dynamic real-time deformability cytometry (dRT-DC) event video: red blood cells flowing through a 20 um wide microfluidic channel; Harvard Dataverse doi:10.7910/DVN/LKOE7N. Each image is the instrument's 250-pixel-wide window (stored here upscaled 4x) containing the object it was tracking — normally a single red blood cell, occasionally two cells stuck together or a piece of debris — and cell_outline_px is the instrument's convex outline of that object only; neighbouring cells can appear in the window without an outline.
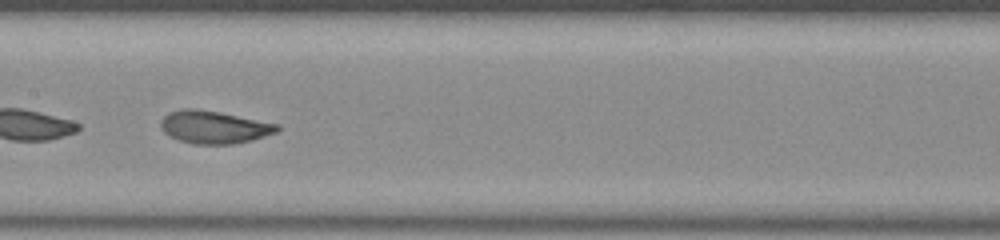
{"species": "common noctule bat (a hibernating species)", "species_latin": "Nyctalus noctula", "temperature_condition": "room temperature", "stored_images_in_passage": 46, "camera_frame_rate_fps": 3000, "um_per_image_px": 0.085, "animal": {"sex": "male", "body_mass_g": 20.0, "forearm_length_mm": 53.3}, "frame": {"image": 1, "passage_image": 27, "time_ms": 8.667, "image_size_px": [1000, 240], "cell_outline_px": [[280, 128], [276, 132], [252, 140], [232, 144], [196, 144], [180, 140], [164, 132], [160, 124], [160, 120], [168, 112], [184, 108], [196, 108], [220, 112], [280, 124]], "centroid_in_image_um": [18.2, 10.79], "position_along_channel_um": 189.2, "area_um2": 22.14}}
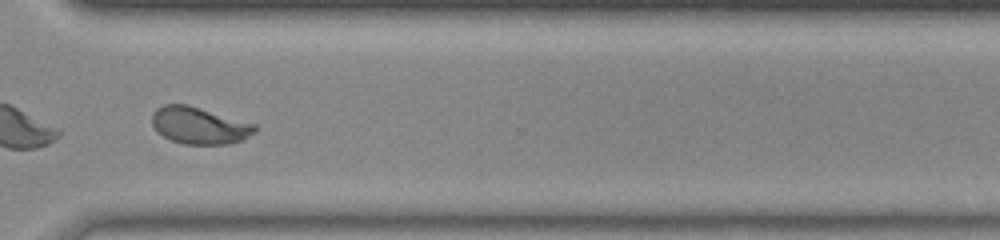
{"frame": {"image": 2, "passage_image": 40, "time_ms": 13.0, "image_size_px": [1000, 240], "cell_outline_px": [[260, 128], [256, 132], [244, 140], [228, 144], [184, 144], [172, 140], [156, 132], [152, 124], [152, 112], [156, 108], [164, 104], [188, 104], [256, 124]], "centroid_in_image_um": [16.97, 10.66], "position_along_channel_um": 353.6, "area_um2": 22.48}, "authors_computed_cell_mechanics": {"area_um2": 22.5998, "velocity_mm_per_s": 3.7987, "shape_relaxation_time_tau1_ms": 4.96, "shape_relaxation_time_tau2_ms": 1.2753, "deformation_change_tau1": 0.1956, "deformation_change_tau2": 0.0559}}